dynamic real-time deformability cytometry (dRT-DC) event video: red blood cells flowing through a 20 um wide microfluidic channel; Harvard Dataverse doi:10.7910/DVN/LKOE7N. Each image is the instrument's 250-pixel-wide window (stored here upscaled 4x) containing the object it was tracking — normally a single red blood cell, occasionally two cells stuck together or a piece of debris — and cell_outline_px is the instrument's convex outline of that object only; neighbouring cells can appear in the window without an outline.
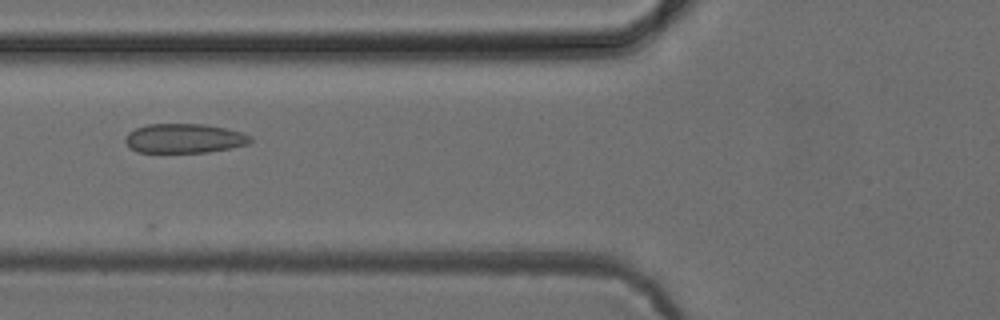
{"species": "common noctule bat (a hibernating species)", "species_latin": "Nyctalus noctula", "temperature_condition": "cold", "stored_images_in_passage": 7, "camera_frame_rate_fps": 3000, "um_per_image_px": 0.085, "animal": {"sex": "female", "body_mass_g": 24.6, "forearm_length_mm": 56.2}, "frame": {"image": 1, "passage_image": 6, "time_ms": 6.333, "image_size_px": [1000, 320], "cell_outline_px": [[252, 140], [248, 144], [232, 148], [208, 152], [136, 152], [124, 140], [124, 136], [128, 132], [136, 128], [148, 124], [204, 124], [244, 132], [252, 136]], "centroid_in_image_um": [15.69, 11.76], "position_along_channel_um": 110.1, "area_um2": 21.5}}
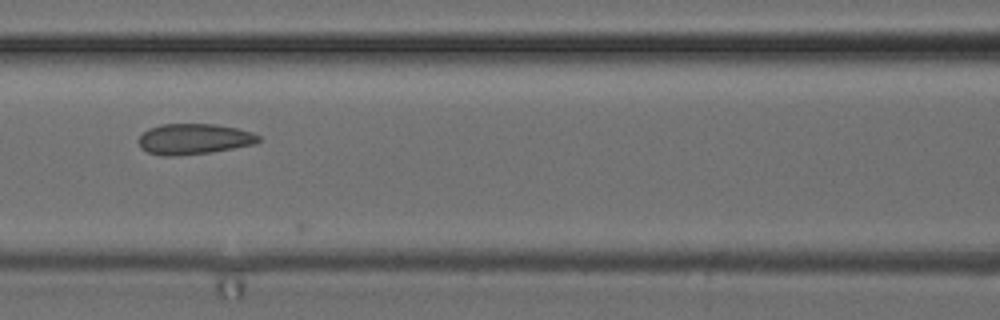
{"frame": {"image": 2, "passage_image": 7, "time_ms": 7.333, "image_size_px": [1000, 320], "cell_outline_px": [[260, 140], [256, 144], [212, 152], [176, 156], [160, 156], [148, 152], [140, 148], [140, 136], [148, 128], [160, 124], [216, 124], [236, 128], [252, 132], [260, 136]], "centroid_in_image_um": [16.49, 11.82], "position_along_channel_um": 150.1, "area_um2": 21.56}}